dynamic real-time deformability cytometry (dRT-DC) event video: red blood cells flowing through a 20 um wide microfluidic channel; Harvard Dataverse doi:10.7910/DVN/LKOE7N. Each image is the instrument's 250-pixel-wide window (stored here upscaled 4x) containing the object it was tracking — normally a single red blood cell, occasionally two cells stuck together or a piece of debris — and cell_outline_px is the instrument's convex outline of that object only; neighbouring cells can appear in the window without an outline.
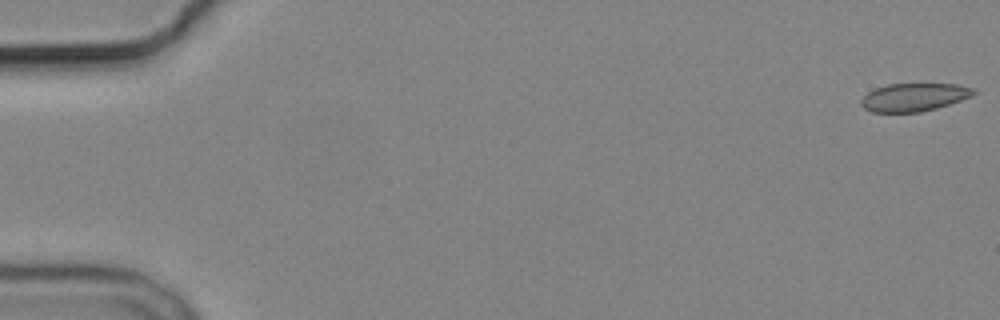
{"species": "common noctule bat (a hibernating species)", "species_latin": "Nyctalus noctula", "temperature_condition": "cold", "stored_images_in_passage": 4, "camera_frame_rate_fps": 3000, "um_per_image_px": 0.085, "animal": {"sex": "male", "body_mass_g": 19.2, "forearm_length_mm": 51.8}, "frame": {"image": 1, "passage_image": 1, "time_ms": 0.0, "image_size_px": [1000, 320], "cell_outline_px": [[976, 92], [972, 96], [936, 108], [920, 112], [872, 112], [864, 108], [860, 104], [860, 100], [868, 92], [876, 88], [888, 84], [960, 84], [976, 88]], "centroid_in_image_um": [77.7, 8.25], "position_along_channel_um": 7.3, "area_um2": 18.38}}
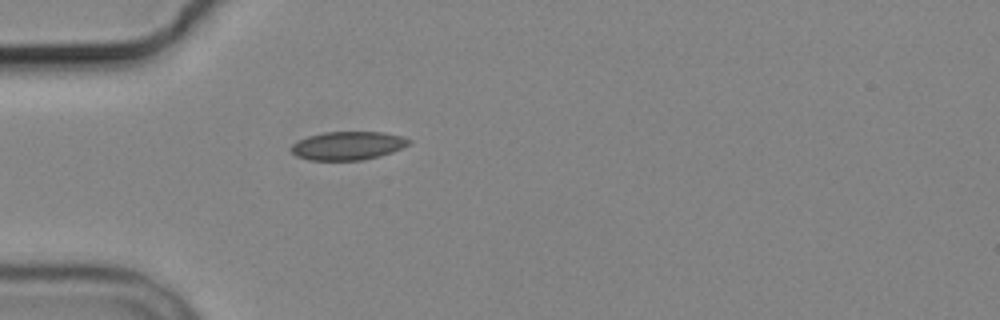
{"frame": {"image": 2, "passage_image": 4, "time_ms": 5.333, "image_size_px": [1000, 320], "cell_outline_px": [[412, 140], [408, 144], [392, 152], [360, 160], [308, 160], [296, 156], [292, 152], [292, 144], [308, 136], [324, 132], [384, 132], [400, 136]], "centroid_in_image_um": [29.54, 12.38], "position_along_channel_um": 55.5, "area_um2": 19.19}}